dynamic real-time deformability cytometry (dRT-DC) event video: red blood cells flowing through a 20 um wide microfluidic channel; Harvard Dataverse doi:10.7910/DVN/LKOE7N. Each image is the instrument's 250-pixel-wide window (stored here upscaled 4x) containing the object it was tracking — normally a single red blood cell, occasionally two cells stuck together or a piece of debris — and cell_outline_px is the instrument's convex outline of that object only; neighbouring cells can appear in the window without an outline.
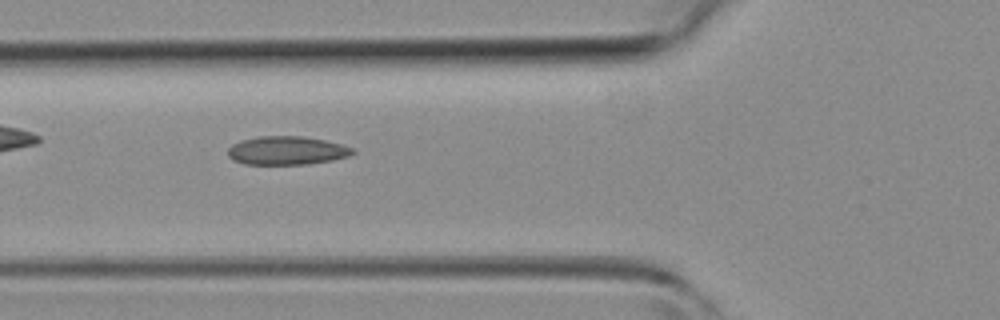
{"species": "common noctule bat (a hibernating species)", "species_latin": "Nyctalus noctula", "temperature_condition": "room temperature", "stored_images_in_passage": 32, "camera_frame_rate_fps": 3000, "um_per_image_px": 0.085, "animal": {"sex": "female", "body_mass_g": 19.3, "forearm_length_mm": 54.1}, "frame": {"image": 1, "passage_image": 4, "time_ms": 1.0, "image_size_px": [1000, 320], "cell_outline_px": [[356, 152], [348, 156], [332, 160], [308, 164], [244, 164], [232, 160], [228, 156], [228, 148], [232, 144], [240, 140], [256, 136], [300, 136], [324, 140], [356, 148]], "centroid_in_image_um": [24.36, 12.79], "position_along_channel_um": 101.4, "area_um2": 20.87}}
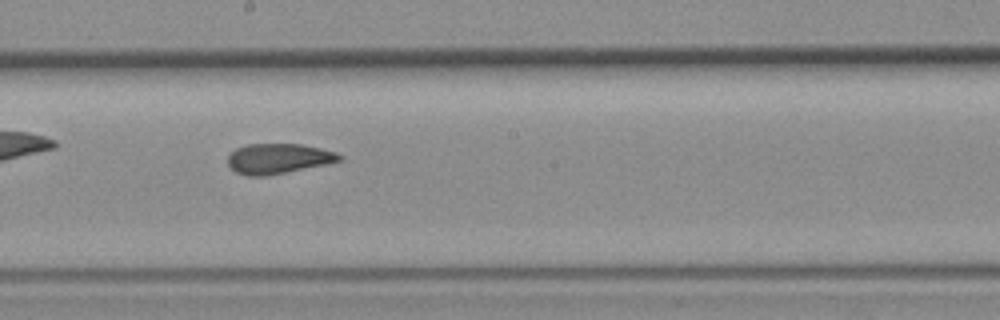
{"frame": {"image": 2, "passage_image": 12, "time_ms": 3.667, "image_size_px": [1000, 320], "cell_outline_px": [[344, 160], [328, 164], [268, 176], [248, 176], [236, 172], [228, 164], [228, 156], [236, 148], [248, 144], [300, 144], [320, 148], [336, 152], [344, 156]], "centroid_in_image_um": [23.7, 13.49], "position_along_channel_um": 224.5, "area_um2": 19.77}}
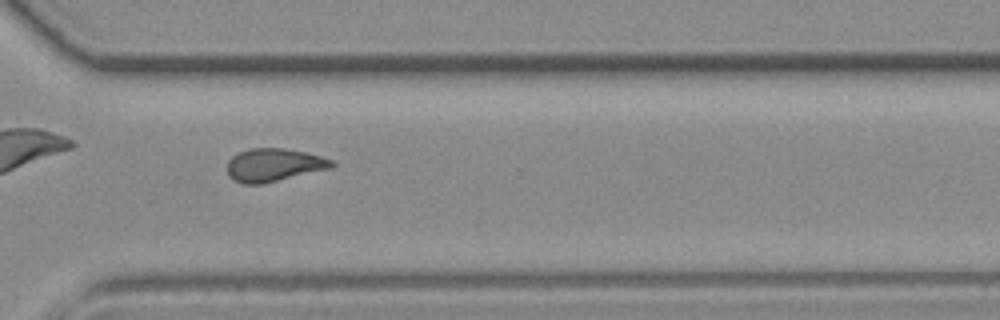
{"frame": {"image": 3, "passage_image": 20, "time_ms": 6.333, "image_size_px": [1000, 320], "cell_outline_px": [[336, 164], [332, 168], [260, 184], [244, 184], [232, 180], [228, 176], [228, 160], [232, 156], [248, 148], [284, 148], [304, 152], [320, 156], [332, 160]], "centroid_in_image_um": [23.26, 14.02], "position_along_channel_um": 347.3, "area_um2": 20.06}}